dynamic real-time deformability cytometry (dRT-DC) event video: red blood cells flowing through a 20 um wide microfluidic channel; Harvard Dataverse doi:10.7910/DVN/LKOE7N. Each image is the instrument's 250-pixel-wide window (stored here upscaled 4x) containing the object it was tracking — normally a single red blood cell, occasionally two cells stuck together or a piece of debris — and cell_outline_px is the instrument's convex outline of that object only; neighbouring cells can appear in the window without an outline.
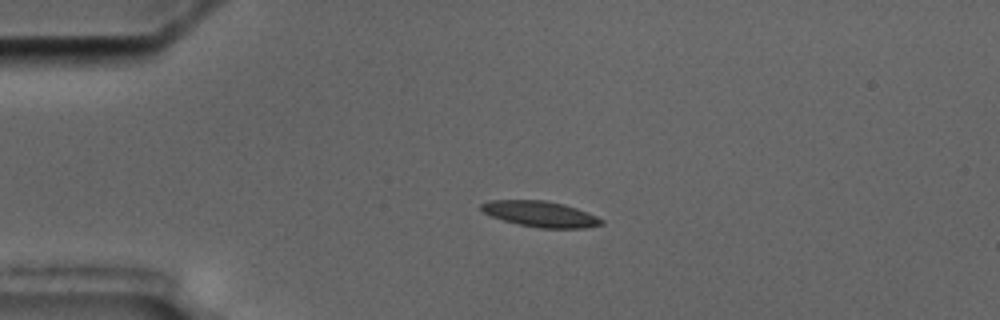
{"species": "common noctule bat (a hibernating species)", "species_latin": "Nyctalus noctula", "temperature_condition": "cold", "stored_images_in_passage": 4, "camera_frame_rate_fps": 3000, "um_per_image_px": 0.085, "animal": {"sex": "male", "body_mass_g": 17.5, "forearm_length_mm": 52.3}, "frame": {"image": 1, "passage_image": 2, "time_ms": 1.333, "image_size_px": [1000, 320], "cell_outline_px": [[604, 224], [584, 228], [540, 228], [520, 224], [504, 220], [492, 216], [484, 212], [480, 208], [480, 204], [488, 200], [544, 200], [564, 204], [588, 212], [604, 220]], "centroid_in_image_um": [45.95, 18.18], "position_along_channel_um": 39.0, "area_um2": 17.98}}
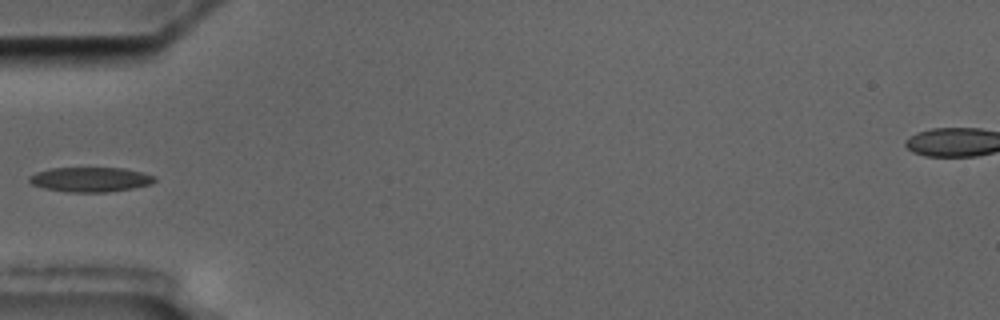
{"frame": {"image": 2, "passage_image": 4, "time_ms": 3.333, "image_size_px": [1000, 320], "cell_outline_px": [[156, 180], [152, 184], [132, 188], [108, 192], [68, 192], [44, 188], [32, 184], [28, 180], [28, 176], [36, 172], [52, 168], [124, 168], [156, 176]], "centroid_in_image_um": [7.68, 15.25], "position_along_channel_um": 77.3, "area_um2": 18.03}}